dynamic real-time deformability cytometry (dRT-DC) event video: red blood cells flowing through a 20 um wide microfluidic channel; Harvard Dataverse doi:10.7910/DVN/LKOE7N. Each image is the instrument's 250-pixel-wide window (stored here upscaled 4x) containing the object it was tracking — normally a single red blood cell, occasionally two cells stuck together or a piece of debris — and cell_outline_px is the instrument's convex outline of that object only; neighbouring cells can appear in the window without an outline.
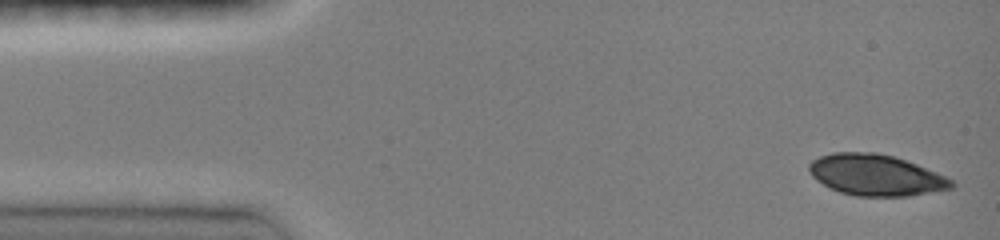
{"species": "common noctule bat (a hibernating species)", "species_latin": "Nyctalus noctula", "temperature_condition": "room temperature", "stored_images_in_passage": 8, "camera_frame_rate_fps": 3000, "um_per_image_px": 0.085, "animal": {"sex": "female", "body_mass_g": 19.0, "forearm_length_mm": 51.5}, "frame": {"image": 1, "passage_image": 1, "time_ms": 0.0, "image_size_px": [1000, 240], "cell_outline_px": [[956, 184], [952, 188], [908, 196], [856, 196], [840, 192], [816, 180], [808, 172], [808, 164], [812, 160], [820, 156], [832, 152], [876, 152], [892, 156], [916, 164], [936, 172], [952, 180]], "centroid_in_image_um": [74.41, 14.87], "position_along_channel_um": 10.6, "area_um2": 33.99}}